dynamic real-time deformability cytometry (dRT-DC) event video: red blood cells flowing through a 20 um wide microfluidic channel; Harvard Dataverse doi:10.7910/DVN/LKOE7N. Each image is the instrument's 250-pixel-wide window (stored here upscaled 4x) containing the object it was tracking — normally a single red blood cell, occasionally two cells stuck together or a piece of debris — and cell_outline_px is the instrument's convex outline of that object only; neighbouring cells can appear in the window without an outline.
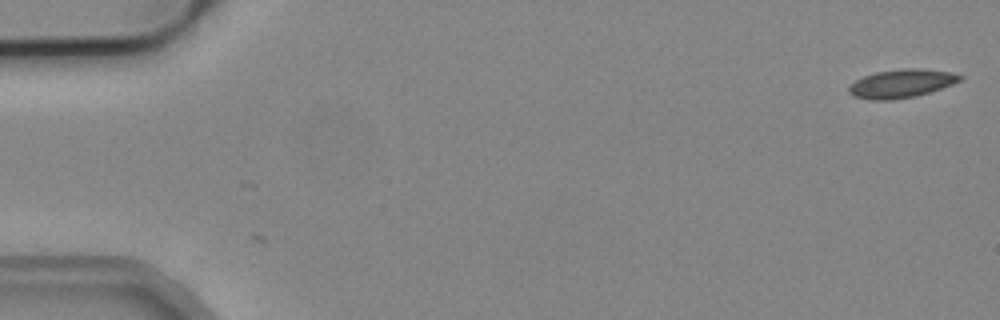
{"species": "common noctule bat (a hibernating species)", "species_latin": "Nyctalus noctula", "temperature_condition": "cold", "stored_images_in_passage": 5, "camera_frame_rate_fps": 3000, "um_per_image_px": 0.085, "animal": {"sex": "male", "body_mass_g": 19.2, "forearm_length_mm": 51.8}, "frame": {"image": 1, "passage_image": 1, "time_ms": 0.0, "image_size_px": [1000, 320], "cell_outline_px": [[964, 76], [960, 80], [952, 84], [916, 96], [892, 100], [872, 100], [852, 96], [848, 92], [848, 88], [856, 80], [864, 76], [876, 72], [900, 68], [916, 68], [952, 72]], "centroid_in_image_um": [76.6, 7.1], "position_along_channel_um": 8.4, "area_um2": 18.32}}
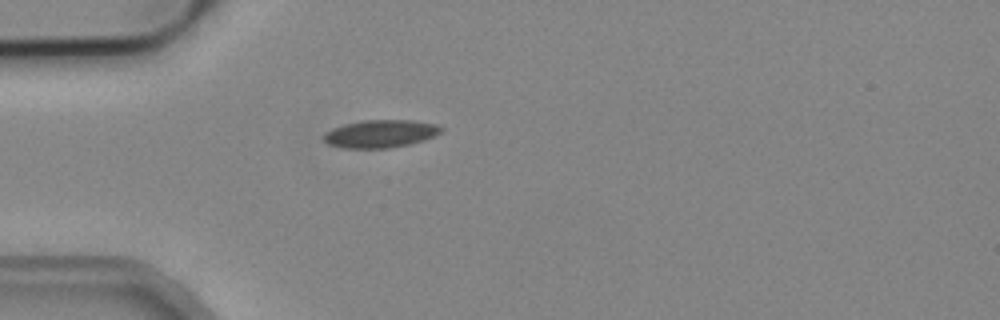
{"frame": {"image": 2, "passage_image": 5, "time_ms": 1.333, "image_size_px": [1000, 320], "cell_outline_px": [[444, 128], [440, 132], [424, 140], [408, 144], [388, 148], [344, 148], [328, 144], [320, 136], [324, 132], [332, 128], [344, 124], [364, 120], [412, 120], [436, 124]], "centroid_in_image_um": [32.28, 11.36], "position_along_channel_um": 52.7, "area_um2": 19.02}}